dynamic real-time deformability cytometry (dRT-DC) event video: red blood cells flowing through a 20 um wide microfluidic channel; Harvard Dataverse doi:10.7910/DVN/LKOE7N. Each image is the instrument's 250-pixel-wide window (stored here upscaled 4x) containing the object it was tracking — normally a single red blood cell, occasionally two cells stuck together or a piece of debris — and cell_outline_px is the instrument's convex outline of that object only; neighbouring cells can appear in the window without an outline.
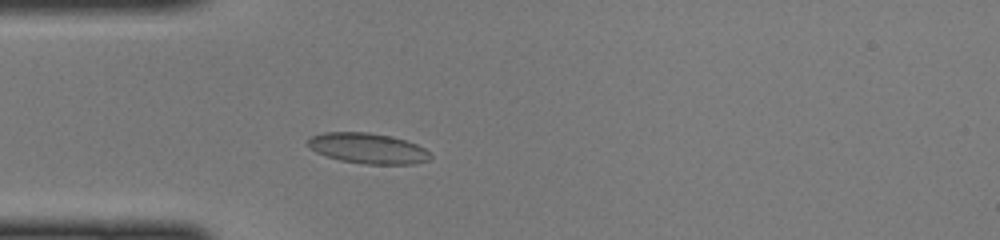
{"species": "common noctule bat (a hibernating species)", "species_latin": "Nyctalus noctula", "temperature_condition": "cold", "stored_images_in_passage": 43, "camera_frame_rate_fps": 3000, "um_per_image_px": 0.085, "animal": {"sex": "female", "body_mass_g": 22.0, "forearm_length_mm": 56.7}, "frame": {"image": 1, "passage_image": 9, "time_ms": 2.667, "image_size_px": [1000, 240], "cell_outline_px": [[432, 156], [428, 160], [412, 164], [364, 164], [340, 160], [316, 152], [308, 148], [308, 136], [324, 132], [368, 132], [388, 136], [404, 140], [416, 144], [424, 148]], "centroid_in_image_um": [31.22, 12.6], "position_along_channel_um": 53.8, "area_um2": 21.68}}
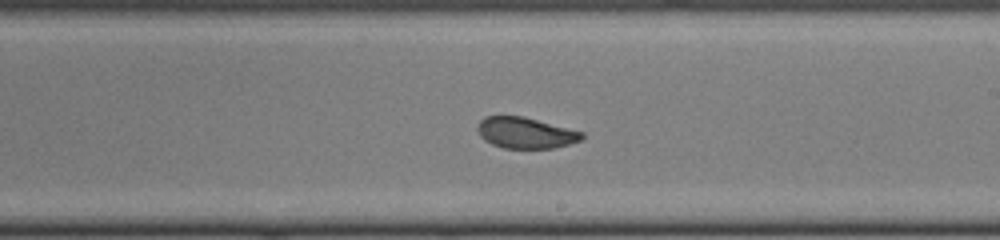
{"frame": {"image": 2, "passage_image": 23, "time_ms": 7.333, "image_size_px": [1000, 240], "cell_outline_px": [[584, 136], [580, 140], [568, 144], [552, 148], [504, 148], [492, 144], [484, 140], [480, 136], [476, 128], [476, 124], [484, 116], [524, 116], [584, 132]], "centroid_in_image_um": [44.63, 11.28], "position_along_channel_um": 244.4, "area_um2": 18.96}}
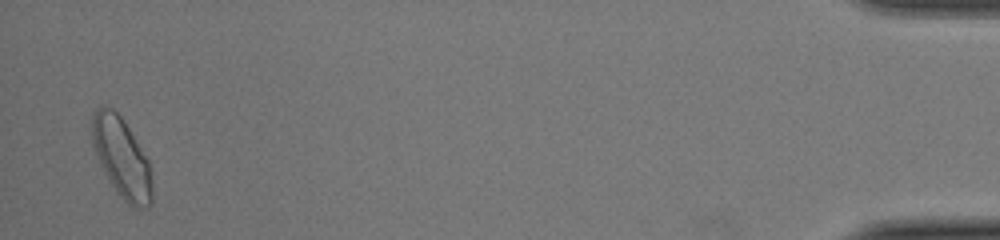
{"frame": {"image": 3, "passage_image": 42, "time_ms": 13.667, "image_size_px": [1000, 240], "cell_outline_px": [[152, 204], [148, 208], [132, 208], [116, 192], [104, 172], [92, 144], [92, 116], [96, 108], [104, 104], [112, 108], [124, 120], [148, 160], [152, 180]], "centroid_in_image_um": [10.35, 13.42], "position_along_channel_um": 424.9, "area_um2": 28.03}}